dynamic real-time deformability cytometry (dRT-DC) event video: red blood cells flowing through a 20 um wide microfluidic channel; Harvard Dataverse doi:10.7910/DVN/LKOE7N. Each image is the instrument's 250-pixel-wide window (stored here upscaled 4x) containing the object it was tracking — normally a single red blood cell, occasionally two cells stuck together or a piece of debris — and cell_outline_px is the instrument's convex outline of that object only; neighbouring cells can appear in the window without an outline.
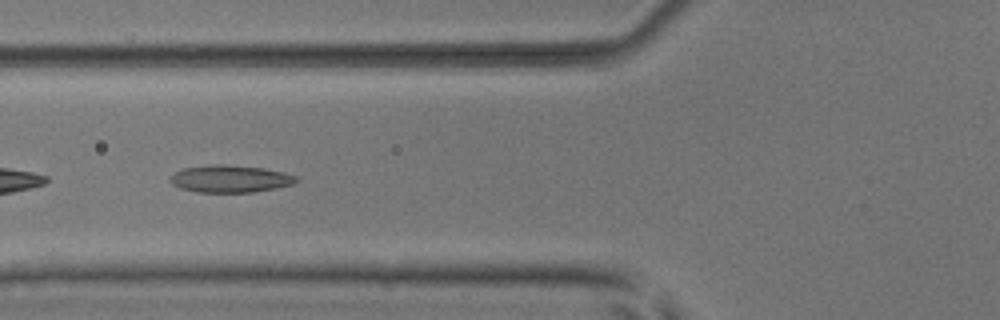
{"species": "common noctule bat (a hibernating species)", "species_latin": "Nyctalus noctula", "temperature_condition": "room temperature", "stored_images_in_passage": 36, "camera_frame_rate_fps": 3000, "um_per_image_px": 0.085, "animal": {"sex": "male", "body_mass_g": 17.9, "forearm_length_mm": 54.2}, "frame": {"image": 1, "passage_image": 4, "time_ms": 1.0, "image_size_px": [1000, 320], "cell_outline_px": [[300, 180], [292, 184], [276, 188], [252, 192], [196, 192], [180, 188], [172, 184], [168, 180], [176, 172], [184, 168], [208, 164], [224, 164], [264, 168], [284, 172], [296, 176]], "centroid_in_image_um": [19.57, 15.19], "position_along_channel_um": 106.2, "area_um2": 20.11}}
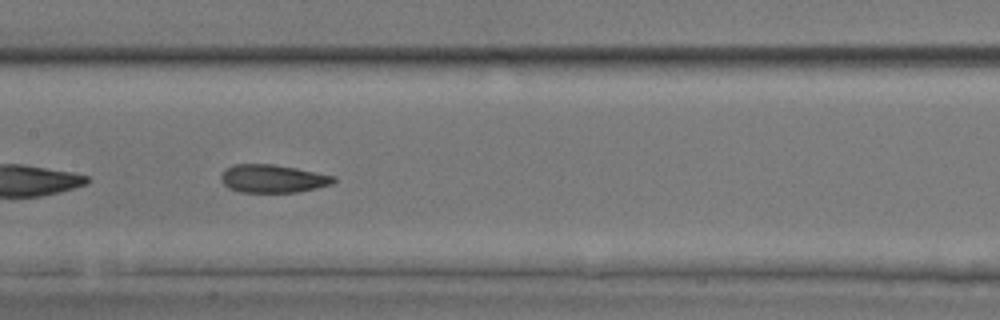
{"frame": {"image": 2, "passage_image": 10, "time_ms": 3.0, "image_size_px": [1000, 320], "cell_outline_px": [[336, 180], [332, 184], [316, 188], [296, 192], [240, 192], [228, 188], [220, 180], [220, 176], [224, 168], [236, 164], [272, 164], [296, 168], [336, 176]], "centroid_in_image_um": [23.16, 15.18], "position_along_channel_um": 184.2, "area_um2": 18.5}}
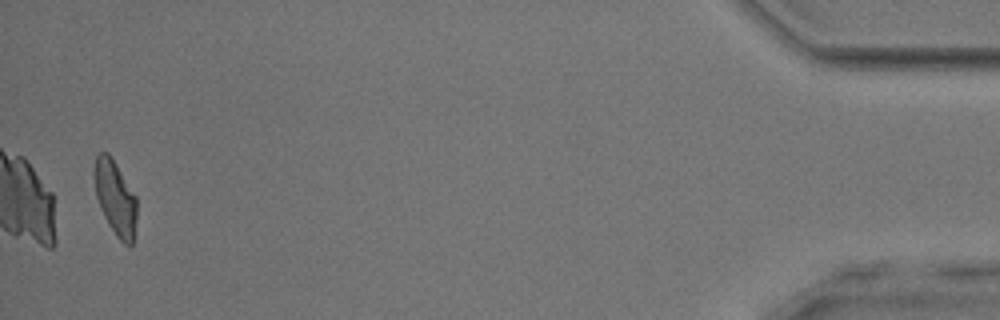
{"frame": {"image": 3, "passage_image": 35, "time_ms": 11.333, "image_size_px": [1000, 320], "cell_outline_px": [[136, 216], [132, 244], [124, 244], [116, 236], [108, 224], [100, 208], [96, 196], [92, 172], [96, 156], [100, 152], [108, 152], [116, 164], [136, 196]], "centroid_in_image_um": [9.76, 16.78], "position_along_channel_um": 425.4, "area_um2": 18.44}, "authors_computed_cell_mechanics": {"area_um2": 18.8139, "velocity_mm_per_s": 3.9114, "shape_relaxation_time_tau1_ms": null, "shape_relaxation_time_tau2_ms": 2.3606, "deformation_change_tau1": null, "deformation_change_tau2": 0.1009}}